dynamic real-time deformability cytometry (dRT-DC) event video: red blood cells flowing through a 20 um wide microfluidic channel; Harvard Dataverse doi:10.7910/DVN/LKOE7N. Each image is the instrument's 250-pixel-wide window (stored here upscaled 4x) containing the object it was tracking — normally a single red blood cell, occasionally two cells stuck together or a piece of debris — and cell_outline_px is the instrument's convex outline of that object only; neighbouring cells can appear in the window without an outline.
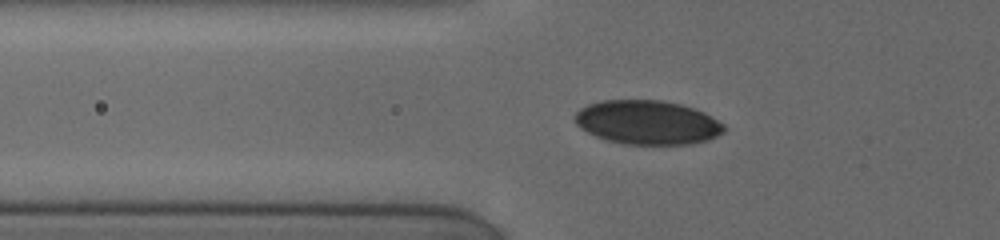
{"species": "human", "species_latin": "Homo sapiens", "temperature_condition": "cold", "stored_images_in_passage": 23, "camera_frame_rate_fps": 3000, "um_per_image_px": 0.085, "donor": {"sex": "female"}, "frame": {"image": 1, "passage_image": 2, "time_ms": 0.333, "image_size_px": [1000, 240], "cell_outline_px": [[724, 132], [708, 140], [692, 144], [624, 144], [608, 140], [596, 136], [580, 128], [576, 124], [572, 116], [580, 108], [588, 104], [600, 100], [660, 100], [680, 104], [704, 112], [724, 124]], "centroid_in_image_um": [55.0, 10.4], "position_along_channel_um": 70.8, "area_um2": 38.32}}
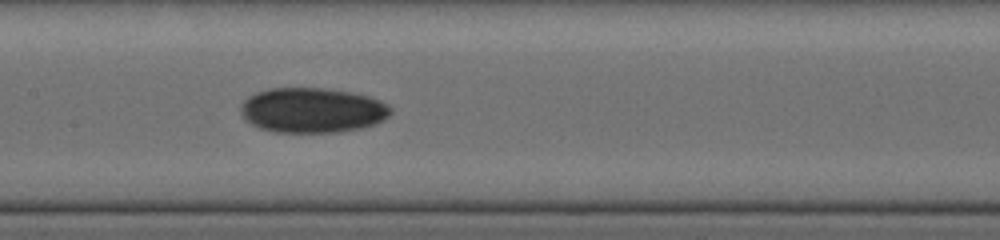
{"frame": {"image": 2, "passage_image": 14, "time_ms": 3.333, "image_size_px": [1000, 240], "cell_outline_px": [[392, 112], [388, 116], [372, 124], [360, 128], [340, 132], [272, 132], [260, 128], [252, 124], [240, 112], [240, 104], [248, 96], [256, 92], [268, 88], [324, 88], [352, 92], [368, 96], [380, 100], [388, 104], [392, 108]], "centroid_in_image_um": [26.53, 9.36], "position_along_channel_um": 180.9, "area_um2": 39.36}}
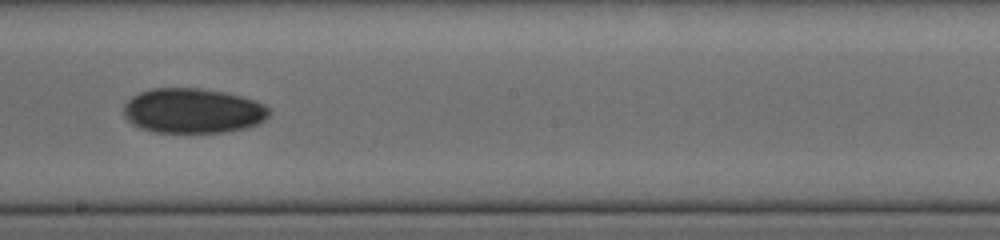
{"frame": {"image": 3, "passage_image": 19, "time_ms": 4.667, "image_size_px": [1000, 240], "cell_outline_px": [[272, 112], [260, 124], [244, 128], [224, 132], [156, 132], [140, 128], [132, 124], [124, 116], [124, 104], [132, 96], [140, 92], [152, 88], [200, 88], [224, 92], [256, 100], [264, 104]], "centroid_in_image_um": [16.41, 9.41], "position_along_channel_um": 231.8, "area_um2": 38.21}}